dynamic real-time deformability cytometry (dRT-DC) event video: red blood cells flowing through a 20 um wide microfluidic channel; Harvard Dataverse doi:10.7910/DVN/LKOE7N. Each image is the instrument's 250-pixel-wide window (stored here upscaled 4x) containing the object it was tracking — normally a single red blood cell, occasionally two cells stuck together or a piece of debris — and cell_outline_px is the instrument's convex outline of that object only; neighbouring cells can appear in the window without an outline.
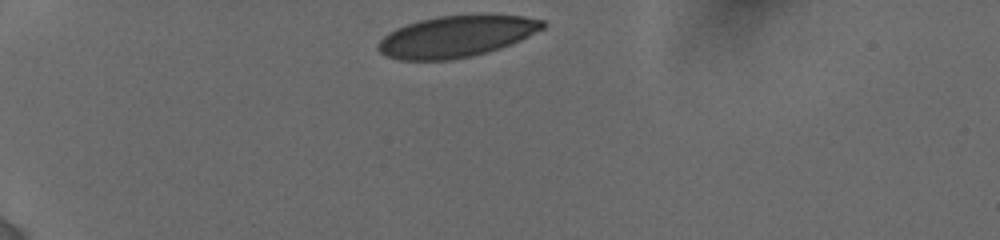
{"species": "human", "species_latin": "Homo sapiens", "temperature_condition": "cold", "stored_images_in_passage": 4, "camera_frame_rate_fps": 3000, "um_per_image_px": 0.085, "donor": {"sex": "female"}, "frame": {"image": 1, "passage_image": 1, "time_ms": 0.0, "image_size_px": [1000, 240], "cell_outline_px": [[548, 24], [544, 28], [512, 44], [488, 52], [472, 56], [452, 60], [400, 60], [388, 56], [380, 52], [376, 48], [376, 44], [388, 32], [396, 28], [420, 20], [440, 16], [524, 16], [544, 20]], "centroid_in_image_um": [38.78, 3.12], "position_along_channel_um": 46.2, "area_um2": 39.42}}
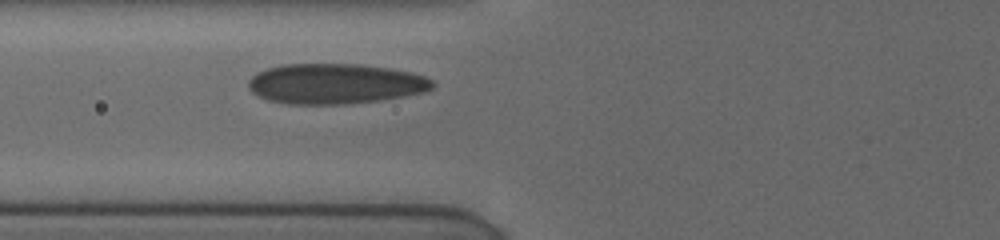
{"frame": {"image": 2, "passage_image": 4, "time_ms": 2.667, "image_size_px": [1000, 240], "cell_outline_px": [[436, 84], [432, 88], [424, 92], [404, 96], [380, 100], [336, 104], [292, 104], [268, 100], [252, 92], [248, 88], [248, 80], [256, 72], [280, 64], [360, 64], [388, 68], [408, 72], [424, 76], [432, 80]], "centroid_in_image_um": [28.47, 7.11], "position_along_channel_um": 97.3, "area_um2": 43.06}}